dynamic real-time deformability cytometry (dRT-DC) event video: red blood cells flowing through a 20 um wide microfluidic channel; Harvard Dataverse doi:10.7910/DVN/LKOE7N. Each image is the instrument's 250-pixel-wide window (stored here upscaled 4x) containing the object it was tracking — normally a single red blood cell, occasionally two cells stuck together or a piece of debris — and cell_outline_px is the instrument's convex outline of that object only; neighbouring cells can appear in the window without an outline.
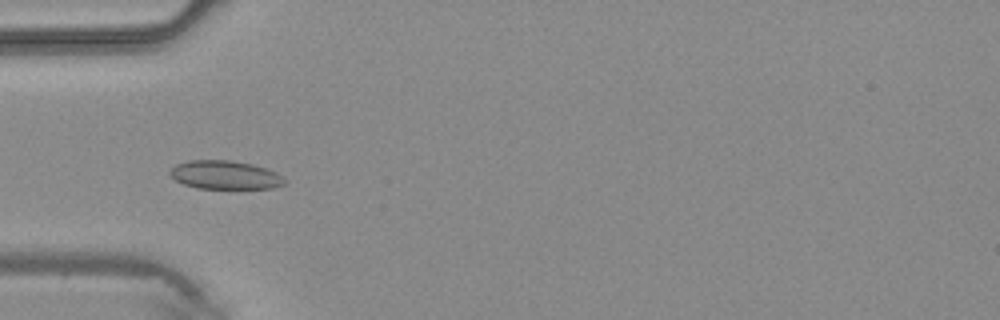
{"species": "common noctule bat (a hibernating species)", "species_latin": "Nyctalus noctula", "temperature_condition": "warm", "stored_images_in_passage": 45, "camera_frame_rate_fps": 3000, "um_per_image_px": 0.085, "animal": {"sex": "male", "body_mass_g": 20.4}, "frame": {"image": 1, "passage_image": 14, "time_ms": 4.333, "image_size_px": [1000, 320], "cell_outline_px": [[284, 184], [272, 188], [196, 188], [184, 184], [176, 180], [168, 172], [176, 164], [188, 160], [232, 160], [252, 164], [268, 168], [284, 176]], "centroid_in_image_um": [19.14, 14.86], "position_along_channel_um": 65.9, "area_um2": 19.07}}
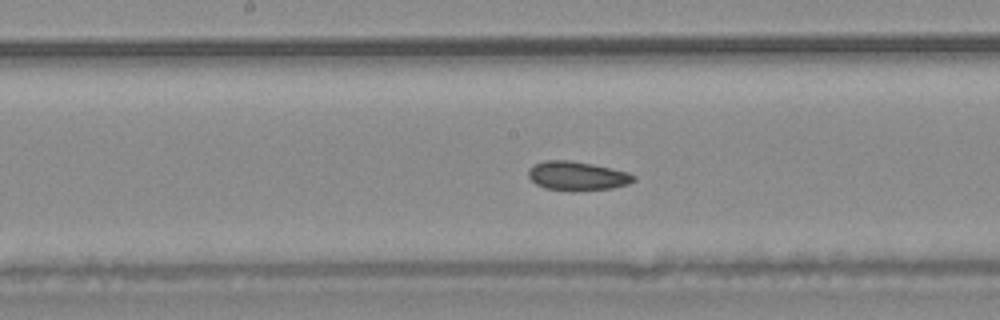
{"frame": {"image": 2, "passage_image": 23, "time_ms": 7.333, "image_size_px": [1000, 320], "cell_outline_px": [[636, 180], [628, 184], [612, 188], [572, 192], [544, 188], [536, 184], [528, 176], [528, 168], [532, 164], [544, 160], [572, 160], [592, 164], [628, 172], [636, 176]], "centroid_in_image_um": [49.03, 14.96], "position_along_channel_um": 199.2, "area_um2": 18.15}}
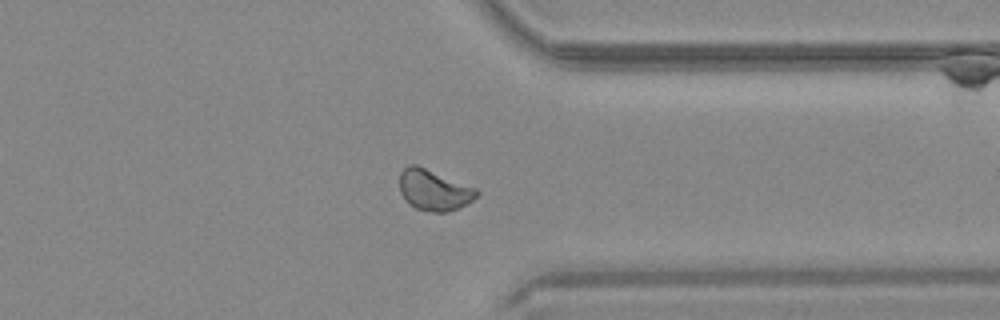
{"frame": {"image": 3, "passage_image": 35, "time_ms": 11.333, "image_size_px": [1000, 320], "cell_outline_px": [[480, 192], [472, 200], [460, 208], [444, 212], [432, 212], [416, 208], [408, 204], [400, 192], [400, 172], [408, 164], [416, 164], [476, 188]], "centroid_in_image_um": [36.87, 16.15], "position_along_channel_um": 374.5, "area_um2": 18.32}}